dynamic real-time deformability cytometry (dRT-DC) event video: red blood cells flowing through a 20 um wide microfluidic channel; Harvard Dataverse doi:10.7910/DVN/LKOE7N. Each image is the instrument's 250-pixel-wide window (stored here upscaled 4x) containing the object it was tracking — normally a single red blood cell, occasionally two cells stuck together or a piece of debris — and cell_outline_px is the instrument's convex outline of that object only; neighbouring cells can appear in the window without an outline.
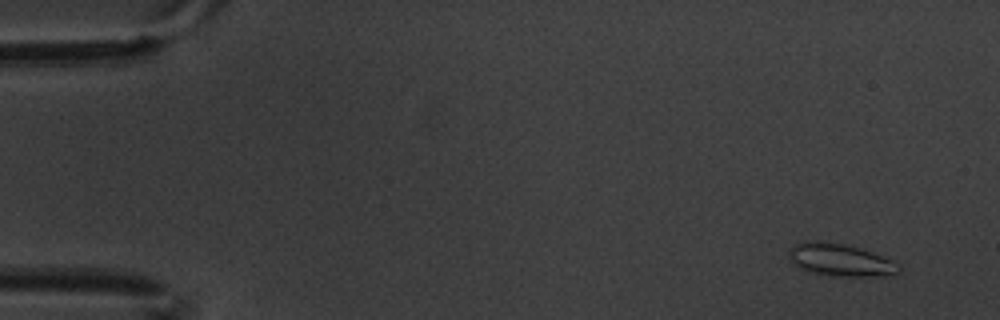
{"species": "common noctule bat (a hibernating species)", "species_latin": "Nyctalus noctula", "temperature_condition": "warm", "stored_images_in_passage": 6, "camera_frame_rate_fps": 3000, "um_per_image_px": 0.085, "animal": {"sex": "male", "body_mass_g": 20.1, "forearm_length_mm": 53.5}, "frame": {"image": 1, "passage_image": 2, "time_ms": 0.333, "image_size_px": [1000, 320], "cell_outline_px": [[900, 272], [884, 276], [828, 276], [796, 268], [788, 256], [788, 252], [796, 244], [844, 244], [860, 248], [892, 260], [900, 264]], "centroid_in_image_um": [71.48, 22.16], "position_along_channel_um": 13.5, "area_um2": 20.11}}